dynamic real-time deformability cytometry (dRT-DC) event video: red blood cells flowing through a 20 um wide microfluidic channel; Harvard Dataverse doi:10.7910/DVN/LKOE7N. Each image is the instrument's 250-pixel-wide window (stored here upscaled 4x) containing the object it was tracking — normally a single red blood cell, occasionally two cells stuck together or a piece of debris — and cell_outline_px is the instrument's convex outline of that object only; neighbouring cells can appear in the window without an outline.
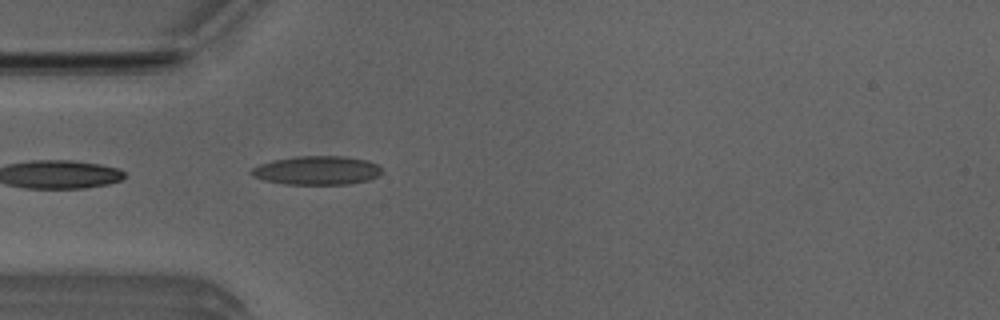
{"species": "Egyptian fruit bat (a non-hibernating species)", "species_latin": "Rousettus aegyptiacus", "temperature_condition": "room temperature", "stored_images_in_passage": 6, "camera_frame_rate_fps": 3000, "um_per_image_px": 0.085, "animal": {"sex": "male"}, "frame": {"image": 1, "passage_image": 6, "time_ms": 1.667, "image_size_px": [1000, 320], "cell_outline_px": [[384, 172], [380, 176], [368, 180], [348, 184], [284, 184], [264, 180], [252, 176], [248, 172], [252, 168], [260, 164], [272, 160], [296, 156], [344, 156], [368, 160], [376, 164]], "centroid_in_image_um": [26.94, 14.48], "position_along_channel_um": 58.1, "area_um2": 22.08}}